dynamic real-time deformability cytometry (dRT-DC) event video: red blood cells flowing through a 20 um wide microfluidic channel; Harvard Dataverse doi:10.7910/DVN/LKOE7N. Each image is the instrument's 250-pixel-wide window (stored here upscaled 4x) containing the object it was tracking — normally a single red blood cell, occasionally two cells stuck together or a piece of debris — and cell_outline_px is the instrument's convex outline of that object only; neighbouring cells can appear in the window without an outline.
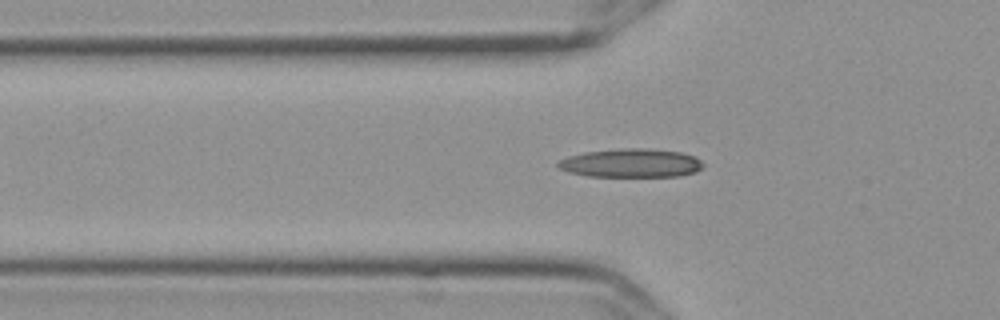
{"species": "Egyptian fruit bat (a non-hibernating species)", "species_latin": "Rousettus aegyptiacus", "temperature_condition": "cold", "stored_images_in_passage": 36, "camera_frame_rate_fps": 3000, "um_per_image_px": 0.085, "frame": {"image": 1, "passage_image": 3, "time_ms": 0.667, "image_size_px": [1000, 320], "cell_outline_px": [[704, 164], [696, 172], [680, 176], [588, 176], [568, 172], [560, 168], [556, 164], [560, 160], [568, 156], [584, 152], [624, 148], [644, 148], [680, 152], [692, 156], [700, 160]], "centroid_in_image_um": [53.62, 13.86], "position_along_channel_um": 72.2, "area_um2": 24.04}}
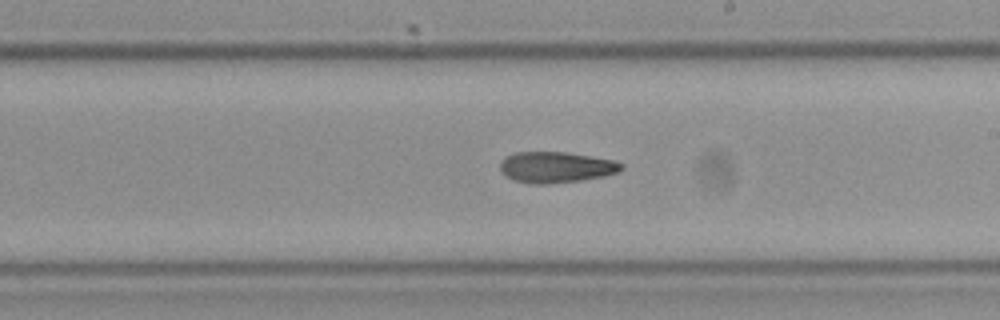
{"frame": {"image": 2, "passage_image": 17, "time_ms": 5.333, "image_size_px": [1000, 320], "cell_outline_px": [[624, 168], [616, 172], [604, 176], [580, 180], [548, 184], [532, 184], [512, 180], [504, 176], [500, 168], [500, 160], [516, 152], [564, 152], [612, 160], [624, 164]], "centroid_in_image_um": [47.21, 14.22], "position_along_channel_um": 241.8, "area_um2": 21.79}}
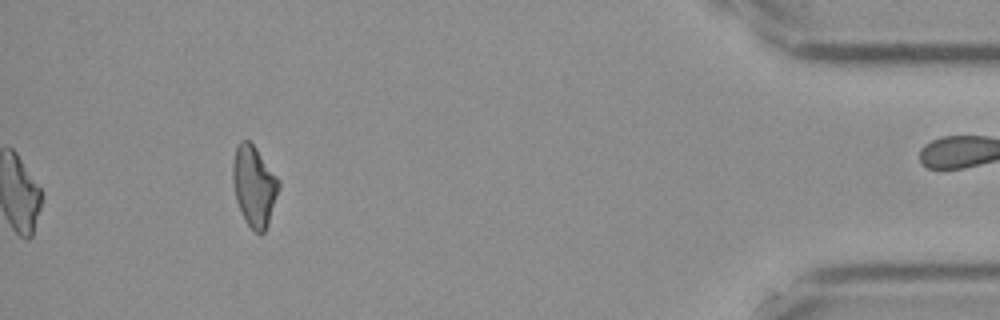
{"frame": {"image": 3, "passage_image": 36, "time_ms": 11.667, "image_size_px": [1000, 320], "cell_outline_px": [[280, 188], [268, 224], [264, 232], [256, 232], [244, 220], [236, 200], [232, 180], [232, 164], [236, 148], [240, 140], [248, 140], [256, 148], [280, 180]], "centroid_in_image_um": [21.6, 15.8], "position_along_channel_um": 413.6, "area_um2": 21.56}, "authors_computed_cell_mechanics": {"area_um2": 21.6461, "velocity_mm_per_s": 3.6211, "shape_relaxation_time_tau1_ms": 9.399, "shape_relaxation_time_tau2_ms": null, "deformation_change_tau1": 0.2401, "deformation_change_tau2": null}}